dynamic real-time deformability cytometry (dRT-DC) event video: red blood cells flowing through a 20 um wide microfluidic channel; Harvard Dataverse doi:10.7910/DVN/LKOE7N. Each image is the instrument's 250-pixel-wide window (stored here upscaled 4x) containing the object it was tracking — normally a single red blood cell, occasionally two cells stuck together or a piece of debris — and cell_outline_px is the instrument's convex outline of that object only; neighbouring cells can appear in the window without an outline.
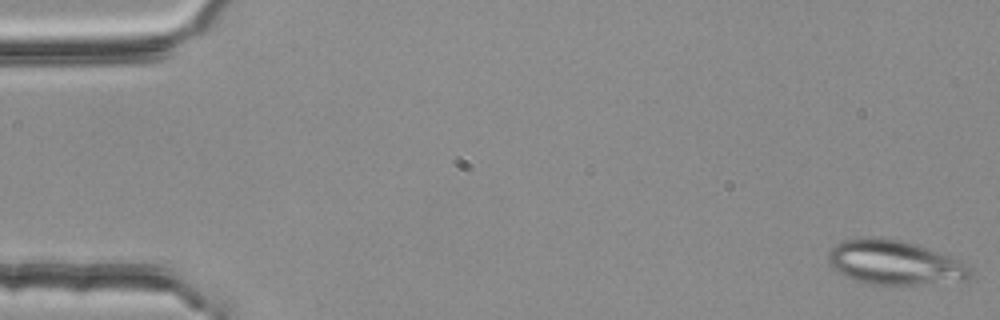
{"species": "common noctule bat (a hibernating species)", "species_latin": "Nyctalus noctula", "temperature_condition": "room temperature", "stored_images_in_passage": 52, "camera_frame_rate_fps": 3000, "um_per_image_px": 0.085, "animal": {"sex": "female", "body_mass_g": 25.1}, "frame": {"image": 1, "passage_image": 1, "time_ms": 0.0, "image_size_px": [1000, 320], "cell_outline_px": [[972, 276], [968, 280], [900, 288], [868, 284], [844, 276], [828, 264], [828, 252], [840, 240], [864, 236], [872, 236], [900, 240], [916, 244], [928, 248], [968, 264], [972, 268]], "centroid_in_image_um": [76.05, 22.36], "position_along_channel_um": 8.9, "area_um2": 38.09}}
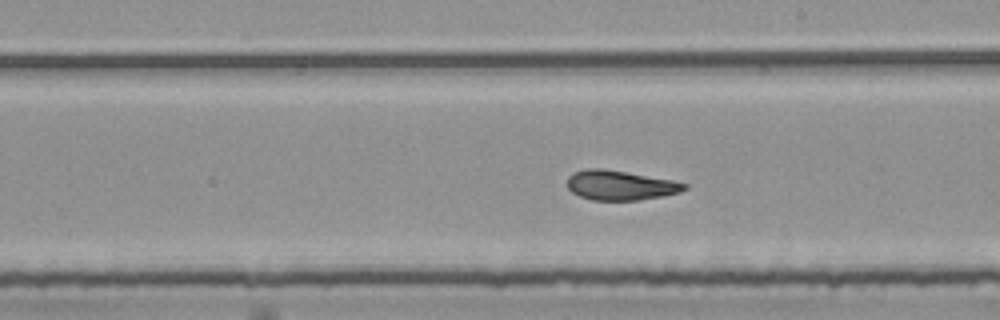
{"frame": {"image": 2, "passage_image": 31, "time_ms": 10.0, "image_size_px": [1000, 320], "cell_outline_px": [[688, 188], [680, 192], [660, 196], [636, 200], [592, 200], [580, 196], [572, 192], [568, 188], [568, 176], [572, 172], [584, 168], [600, 168], [672, 180], [688, 184]], "centroid_in_image_um": [52.69, 15.74], "position_along_channel_um": 236.3, "area_um2": 20.06}}
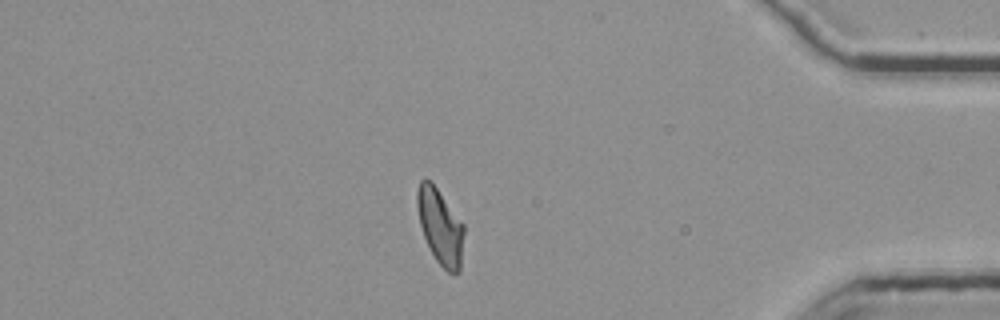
{"frame": {"image": 3, "passage_image": 47, "time_ms": 15.333, "image_size_px": [1000, 320], "cell_outline_px": [[464, 232], [460, 272], [448, 272], [436, 260], [428, 248], [420, 224], [416, 204], [416, 192], [420, 180], [424, 176], [432, 180], [464, 224]], "centroid_in_image_um": [37.4, 19.19], "position_along_channel_um": 397.8, "area_um2": 20.92}, "authors_computed_cell_mechanics": {"area_um2": 21.1837, "velocity_mm_per_s": 3.741, "shape_relaxation_time_tau1_ms": 8.4288, "shape_relaxation_time_tau2_ms": 2.3508, "deformation_change_tau1": 0.2066, "deformation_change_tau2": 0.1025}}